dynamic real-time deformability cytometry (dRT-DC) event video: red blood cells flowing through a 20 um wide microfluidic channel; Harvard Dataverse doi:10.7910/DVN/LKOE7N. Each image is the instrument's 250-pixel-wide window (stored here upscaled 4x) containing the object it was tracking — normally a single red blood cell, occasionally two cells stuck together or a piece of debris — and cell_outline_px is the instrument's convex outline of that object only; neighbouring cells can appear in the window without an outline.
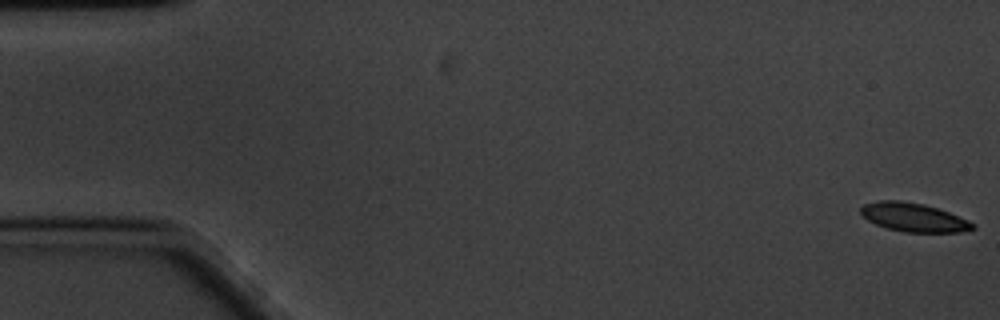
{"species": "common noctule bat (a hibernating species)", "species_latin": "Nyctalus noctula", "temperature_condition": "cold", "stored_images_in_passage": 60, "camera_frame_rate_fps": 3000, "um_per_image_px": 0.085, "animal": {"sex": "male", "body_mass_g": 20.1, "forearm_length_mm": 53.5}, "frame": {"image": 1, "passage_image": 1, "time_ms": 0.0, "image_size_px": [1000, 320], "cell_outline_px": [[976, 228], [960, 232], [904, 232], [888, 228], [876, 224], [868, 220], [860, 212], [860, 208], [864, 204], [876, 200], [900, 200], [924, 204], [948, 212], [968, 220], [976, 224]], "centroid_in_image_um": [77.66, 18.47], "position_along_channel_um": 7.3, "area_um2": 18.67}}
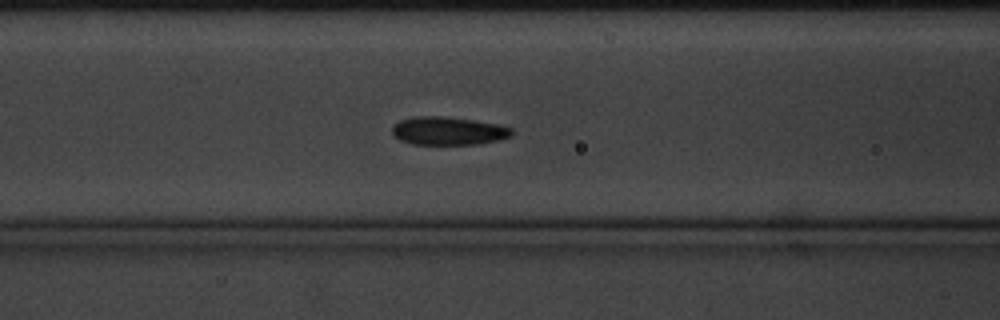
{"frame": {"image": 2, "passage_image": 24, "time_ms": 7.667, "image_size_px": [1000, 320], "cell_outline_px": [[512, 136], [480, 144], [412, 144], [400, 140], [392, 132], [392, 124], [400, 120], [412, 116], [440, 116], [476, 120], [500, 124], [512, 128]], "centroid_in_image_um": [38.1, 11.11], "position_along_channel_um": 128.5, "area_um2": 19.77}}
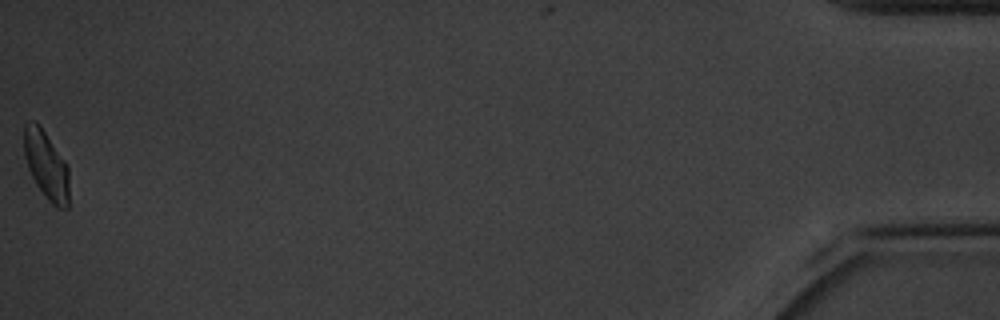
{"frame": {"image": 3, "passage_image": 60, "time_ms": 19.667, "image_size_px": [1000, 320], "cell_outline_px": [[68, 208], [56, 208], [48, 200], [36, 184], [28, 168], [24, 156], [24, 124], [32, 120], [36, 120], [40, 124], [68, 164]], "centroid_in_image_um": [3.93, 14.0], "position_along_channel_um": 431.3, "area_um2": 18.15}, "authors_computed_cell_mechanics": {"area_um2": 19.3052, "velocity_mm_per_s": 3.3443, "shape_relaxation_time_tau1_ms": 2.8526, "shape_relaxation_time_tau2_ms": 2.0949, "deformation_change_tau1": 0.1059, "deformation_change_tau2": 0.0881}}